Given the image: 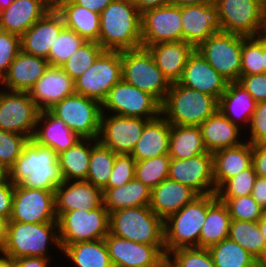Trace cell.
<instances>
[{
    "instance_id": "ba28073f",
    "label": "cell",
    "mask_w": 266,
    "mask_h": 267,
    "mask_svg": "<svg viewBox=\"0 0 266 267\" xmlns=\"http://www.w3.org/2000/svg\"><path fill=\"white\" fill-rule=\"evenodd\" d=\"M110 213L103 203L90 211L76 209L57 218L60 244L105 239L109 234Z\"/></svg>"
},
{
    "instance_id": "e7e4bbea",
    "label": "cell",
    "mask_w": 266,
    "mask_h": 267,
    "mask_svg": "<svg viewBox=\"0 0 266 267\" xmlns=\"http://www.w3.org/2000/svg\"><path fill=\"white\" fill-rule=\"evenodd\" d=\"M8 219L0 215V251L5 245L7 238Z\"/></svg>"
},
{
    "instance_id": "89a4df30",
    "label": "cell",
    "mask_w": 266,
    "mask_h": 267,
    "mask_svg": "<svg viewBox=\"0 0 266 267\" xmlns=\"http://www.w3.org/2000/svg\"><path fill=\"white\" fill-rule=\"evenodd\" d=\"M8 179V169L0 163V183Z\"/></svg>"
},
{
    "instance_id": "60d3db41",
    "label": "cell",
    "mask_w": 266,
    "mask_h": 267,
    "mask_svg": "<svg viewBox=\"0 0 266 267\" xmlns=\"http://www.w3.org/2000/svg\"><path fill=\"white\" fill-rule=\"evenodd\" d=\"M117 154L99 141L91 149L88 174L85 181L101 190L108 184Z\"/></svg>"
},
{
    "instance_id": "3957f363",
    "label": "cell",
    "mask_w": 266,
    "mask_h": 267,
    "mask_svg": "<svg viewBox=\"0 0 266 267\" xmlns=\"http://www.w3.org/2000/svg\"><path fill=\"white\" fill-rule=\"evenodd\" d=\"M52 243L61 250L57 222L8 221L7 238L0 253L13 260L28 256L51 258L48 248Z\"/></svg>"
},
{
    "instance_id": "277c9868",
    "label": "cell",
    "mask_w": 266,
    "mask_h": 267,
    "mask_svg": "<svg viewBox=\"0 0 266 267\" xmlns=\"http://www.w3.org/2000/svg\"><path fill=\"white\" fill-rule=\"evenodd\" d=\"M218 109V101L206 93L172 83L161 104V115L171 125L200 126Z\"/></svg>"
},
{
    "instance_id": "34e18365",
    "label": "cell",
    "mask_w": 266,
    "mask_h": 267,
    "mask_svg": "<svg viewBox=\"0 0 266 267\" xmlns=\"http://www.w3.org/2000/svg\"><path fill=\"white\" fill-rule=\"evenodd\" d=\"M260 8L264 15H266V0H259Z\"/></svg>"
},
{
    "instance_id": "7a4b0ae2",
    "label": "cell",
    "mask_w": 266,
    "mask_h": 267,
    "mask_svg": "<svg viewBox=\"0 0 266 267\" xmlns=\"http://www.w3.org/2000/svg\"><path fill=\"white\" fill-rule=\"evenodd\" d=\"M97 42L109 51L142 47L141 12L131 0H113L100 13Z\"/></svg>"
},
{
    "instance_id": "8fae6325",
    "label": "cell",
    "mask_w": 266,
    "mask_h": 267,
    "mask_svg": "<svg viewBox=\"0 0 266 267\" xmlns=\"http://www.w3.org/2000/svg\"><path fill=\"white\" fill-rule=\"evenodd\" d=\"M49 111L81 138L98 139L102 115L100 102L74 93L55 104Z\"/></svg>"
},
{
    "instance_id": "f546056e",
    "label": "cell",
    "mask_w": 266,
    "mask_h": 267,
    "mask_svg": "<svg viewBox=\"0 0 266 267\" xmlns=\"http://www.w3.org/2000/svg\"><path fill=\"white\" fill-rule=\"evenodd\" d=\"M252 165V144L248 139L235 147L212 153L213 180L215 193L228 179Z\"/></svg>"
},
{
    "instance_id": "ee69618b",
    "label": "cell",
    "mask_w": 266,
    "mask_h": 267,
    "mask_svg": "<svg viewBox=\"0 0 266 267\" xmlns=\"http://www.w3.org/2000/svg\"><path fill=\"white\" fill-rule=\"evenodd\" d=\"M103 51L98 42L85 41L61 67L75 81L93 65Z\"/></svg>"
},
{
    "instance_id": "c3c4849f",
    "label": "cell",
    "mask_w": 266,
    "mask_h": 267,
    "mask_svg": "<svg viewBox=\"0 0 266 267\" xmlns=\"http://www.w3.org/2000/svg\"><path fill=\"white\" fill-rule=\"evenodd\" d=\"M264 73L263 39L260 36L246 37L242 42L240 75Z\"/></svg>"
},
{
    "instance_id": "ab89813d",
    "label": "cell",
    "mask_w": 266,
    "mask_h": 267,
    "mask_svg": "<svg viewBox=\"0 0 266 267\" xmlns=\"http://www.w3.org/2000/svg\"><path fill=\"white\" fill-rule=\"evenodd\" d=\"M208 249L215 267H256V258L229 238Z\"/></svg>"
},
{
    "instance_id": "4dcf8cb0",
    "label": "cell",
    "mask_w": 266,
    "mask_h": 267,
    "mask_svg": "<svg viewBox=\"0 0 266 267\" xmlns=\"http://www.w3.org/2000/svg\"><path fill=\"white\" fill-rule=\"evenodd\" d=\"M207 152L235 147L242 143V129L225 117L218 109L200 126Z\"/></svg>"
},
{
    "instance_id": "11e5206c",
    "label": "cell",
    "mask_w": 266,
    "mask_h": 267,
    "mask_svg": "<svg viewBox=\"0 0 266 267\" xmlns=\"http://www.w3.org/2000/svg\"><path fill=\"white\" fill-rule=\"evenodd\" d=\"M62 1H64V0H50V3L52 5V7H55L57 4H59Z\"/></svg>"
},
{
    "instance_id": "44dd1931",
    "label": "cell",
    "mask_w": 266,
    "mask_h": 267,
    "mask_svg": "<svg viewBox=\"0 0 266 267\" xmlns=\"http://www.w3.org/2000/svg\"><path fill=\"white\" fill-rule=\"evenodd\" d=\"M183 41L197 48L208 37L221 31L218 9L211 5L181 6Z\"/></svg>"
},
{
    "instance_id": "52a82bcc",
    "label": "cell",
    "mask_w": 266,
    "mask_h": 267,
    "mask_svg": "<svg viewBox=\"0 0 266 267\" xmlns=\"http://www.w3.org/2000/svg\"><path fill=\"white\" fill-rule=\"evenodd\" d=\"M122 79L164 102L171 83L146 48L121 51Z\"/></svg>"
},
{
    "instance_id": "83f0119b",
    "label": "cell",
    "mask_w": 266,
    "mask_h": 267,
    "mask_svg": "<svg viewBox=\"0 0 266 267\" xmlns=\"http://www.w3.org/2000/svg\"><path fill=\"white\" fill-rule=\"evenodd\" d=\"M199 196L190 187L169 178L151 190L150 209L163 221Z\"/></svg>"
},
{
    "instance_id": "7c38bea8",
    "label": "cell",
    "mask_w": 266,
    "mask_h": 267,
    "mask_svg": "<svg viewBox=\"0 0 266 267\" xmlns=\"http://www.w3.org/2000/svg\"><path fill=\"white\" fill-rule=\"evenodd\" d=\"M102 113L152 120L161 115V103L123 79L116 83L103 101ZM108 111V112H107Z\"/></svg>"
},
{
    "instance_id": "5b68a950",
    "label": "cell",
    "mask_w": 266,
    "mask_h": 267,
    "mask_svg": "<svg viewBox=\"0 0 266 267\" xmlns=\"http://www.w3.org/2000/svg\"><path fill=\"white\" fill-rule=\"evenodd\" d=\"M164 221L149 206L124 208L110 213L109 232L133 242L164 245Z\"/></svg>"
},
{
    "instance_id": "cb8c5ba5",
    "label": "cell",
    "mask_w": 266,
    "mask_h": 267,
    "mask_svg": "<svg viewBox=\"0 0 266 267\" xmlns=\"http://www.w3.org/2000/svg\"><path fill=\"white\" fill-rule=\"evenodd\" d=\"M54 193L57 218L76 209L90 211L103 203L102 190L85 180L64 181Z\"/></svg>"
},
{
    "instance_id": "e0dca14e",
    "label": "cell",
    "mask_w": 266,
    "mask_h": 267,
    "mask_svg": "<svg viewBox=\"0 0 266 267\" xmlns=\"http://www.w3.org/2000/svg\"><path fill=\"white\" fill-rule=\"evenodd\" d=\"M9 221L22 223L57 222L54 191L29 189L20 184L15 185Z\"/></svg>"
},
{
    "instance_id": "db71d44e",
    "label": "cell",
    "mask_w": 266,
    "mask_h": 267,
    "mask_svg": "<svg viewBox=\"0 0 266 267\" xmlns=\"http://www.w3.org/2000/svg\"><path fill=\"white\" fill-rule=\"evenodd\" d=\"M249 143H266V101L256 103L255 111L249 123Z\"/></svg>"
},
{
    "instance_id": "91938a15",
    "label": "cell",
    "mask_w": 266,
    "mask_h": 267,
    "mask_svg": "<svg viewBox=\"0 0 266 267\" xmlns=\"http://www.w3.org/2000/svg\"><path fill=\"white\" fill-rule=\"evenodd\" d=\"M50 258L42 257H22L14 259L15 267H50Z\"/></svg>"
},
{
    "instance_id": "2644e50d",
    "label": "cell",
    "mask_w": 266,
    "mask_h": 267,
    "mask_svg": "<svg viewBox=\"0 0 266 267\" xmlns=\"http://www.w3.org/2000/svg\"><path fill=\"white\" fill-rule=\"evenodd\" d=\"M15 0H0V11L7 8Z\"/></svg>"
},
{
    "instance_id": "7402d4cb",
    "label": "cell",
    "mask_w": 266,
    "mask_h": 267,
    "mask_svg": "<svg viewBox=\"0 0 266 267\" xmlns=\"http://www.w3.org/2000/svg\"><path fill=\"white\" fill-rule=\"evenodd\" d=\"M75 93V81L61 66H49L29 91L39 111L52 108L55 104Z\"/></svg>"
},
{
    "instance_id": "bcb514c9",
    "label": "cell",
    "mask_w": 266,
    "mask_h": 267,
    "mask_svg": "<svg viewBox=\"0 0 266 267\" xmlns=\"http://www.w3.org/2000/svg\"><path fill=\"white\" fill-rule=\"evenodd\" d=\"M217 198L226 205L232 220L258 222L265 213L251 195Z\"/></svg>"
},
{
    "instance_id": "1f68e13d",
    "label": "cell",
    "mask_w": 266,
    "mask_h": 267,
    "mask_svg": "<svg viewBox=\"0 0 266 267\" xmlns=\"http://www.w3.org/2000/svg\"><path fill=\"white\" fill-rule=\"evenodd\" d=\"M171 124L160 115L149 120L142 135L135 145L131 156L136 161H142L161 155H168Z\"/></svg>"
},
{
    "instance_id": "f6af8a7d",
    "label": "cell",
    "mask_w": 266,
    "mask_h": 267,
    "mask_svg": "<svg viewBox=\"0 0 266 267\" xmlns=\"http://www.w3.org/2000/svg\"><path fill=\"white\" fill-rule=\"evenodd\" d=\"M167 267H215L208 248H179L166 255Z\"/></svg>"
},
{
    "instance_id": "7dc6e473",
    "label": "cell",
    "mask_w": 266,
    "mask_h": 267,
    "mask_svg": "<svg viewBox=\"0 0 266 267\" xmlns=\"http://www.w3.org/2000/svg\"><path fill=\"white\" fill-rule=\"evenodd\" d=\"M85 40L75 31L64 27L51 46L48 61L51 66H61L77 51Z\"/></svg>"
},
{
    "instance_id": "f35d334b",
    "label": "cell",
    "mask_w": 266,
    "mask_h": 267,
    "mask_svg": "<svg viewBox=\"0 0 266 267\" xmlns=\"http://www.w3.org/2000/svg\"><path fill=\"white\" fill-rule=\"evenodd\" d=\"M207 153L199 126L171 125L168 155L173 159H187Z\"/></svg>"
},
{
    "instance_id": "484cf974",
    "label": "cell",
    "mask_w": 266,
    "mask_h": 267,
    "mask_svg": "<svg viewBox=\"0 0 266 267\" xmlns=\"http://www.w3.org/2000/svg\"><path fill=\"white\" fill-rule=\"evenodd\" d=\"M50 66L45 58L20 51L0 81L6 90L29 92Z\"/></svg>"
},
{
    "instance_id": "6da1fadb",
    "label": "cell",
    "mask_w": 266,
    "mask_h": 267,
    "mask_svg": "<svg viewBox=\"0 0 266 267\" xmlns=\"http://www.w3.org/2000/svg\"><path fill=\"white\" fill-rule=\"evenodd\" d=\"M8 179L14 185L54 192L64 182L58 154L32 139L23 147L20 156L8 169Z\"/></svg>"
},
{
    "instance_id": "7bdbcfd3",
    "label": "cell",
    "mask_w": 266,
    "mask_h": 267,
    "mask_svg": "<svg viewBox=\"0 0 266 267\" xmlns=\"http://www.w3.org/2000/svg\"><path fill=\"white\" fill-rule=\"evenodd\" d=\"M170 162L169 155L136 161L134 178L152 190L168 178Z\"/></svg>"
},
{
    "instance_id": "30bf717a",
    "label": "cell",
    "mask_w": 266,
    "mask_h": 267,
    "mask_svg": "<svg viewBox=\"0 0 266 267\" xmlns=\"http://www.w3.org/2000/svg\"><path fill=\"white\" fill-rule=\"evenodd\" d=\"M121 79V51L104 50L93 65L75 80V93L102 104L110 89Z\"/></svg>"
},
{
    "instance_id": "d6986e66",
    "label": "cell",
    "mask_w": 266,
    "mask_h": 267,
    "mask_svg": "<svg viewBox=\"0 0 266 267\" xmlns=\"http://www.w3.org/2000/svg\"><path fill=\"white\" fill-rule=\"evenodd\" d=\"M168 178L190 187L198 195L215 193L212 153L185 159L171 158Z\"/></svg>"
},
{
    "instance_id": "816d5d0a",
    "label": "cell",
    "mask_w": 266,
    "mask_h": 267,
    "mask_svg": "<svg viewBox=\"0 0 266 267\" xmlns=\"http://www.w3.org/2000/svg\"><path fill=\"white\" fill-rule=\"evenodd\" d=\"M20 51V36L0 30V81Z\"/></svg>"
},
{
    "instance_id": "4fadbf2b",
    "label": "cell",
    "mask_w": 266,
    "mask_h": 267,
    "mask_svg": "<svg viewBox=\"0 0 266 267\" xmlns=\"http://www.w3.org/2000/svg\"><path fill=\"white\" fill-rule=\"evenodd\" d=\"M39 112L29 92L0 88V129L21 134L30 140Z\"/></svg>"
},
{
    "instance_id": "b9f144b4",
    "label": "cell",
    "mask_w": 266,
    "mask_h": 267,
    "mask_svg": "<svg viewBox=\"0 0 266 267\" xmlns=\"http://www.w3.org/2000/svg\"><path fill=\"white\" fill-rule=\"evenodd\" d=\"M228 238L238 243L256 259L266 247L258 222L232 220Z\"/></svg>"
},
{
    "instance_id": "d4e9b609",
    "label": "cell",
    "mask_w": 266,
    "mask_h": 267,
    "mask_svg": "<svg viewBox=\"0 0 266 267\" xmlns=\"http://www.w3.org/2000/svg\"><path fill=\"white\" fill-rule=\"evenodd\" d=\"M52 8L50 0H15L0 11V30L21 37Z\"/></svg>"
},
{
    "instance_id": "003e7915",
    "label": "cell",
    "mask_w": 266,
    "mask_h": 267,
    "mask_svg": "<svg viewBox=\"0 0 266 267\" xmlns=\"http://www.w3.org/2000/svg\"><path fill=\"white\" fill-rule=\"evenodd\" d=\"M256 267H266V247L256 259Z\"/></svg>"
},
{
    "instance_id": "f907efd6",
    "label": "cell",
    "mask_w": 266,
    "mask_h": 267,
    "mask_svg": "<svg viewBox=\"0 0 266 267\" xmlns=\"http://www.w3.org/2000/svg\"><path fill=\"white\" fill-rule=\"evenodd\" d=\"M29 139L21 134L0 129V163L9 169Z\"/></svg>"
},
{
    "instance_id": "5bb4252c",
    "label": "cell",
    "mask_w": 266,
    "mask_h": 267,
    "mask_svg": "<svg viewBox=\"0 0 266 267\" xmlns=\"http://www.w3.org/2000/svg\"><path fill=\"white\" fill-rule=\"evenodd\" d=\"M215 4L222 32L260 36L264 14L259 0H215Z\"/></svg>"
},
{
    "instance_id": "681fc988",
    "label": "cell",
    "mask_w": 266,
    "mask_h": 267,
    "mask_svg": "<svg viewBox=\"0 0 266 267\" xmlns=\"http://www.w3.org/2000/svg\"><path fill=\"white\" fill-rule=\"evenodd\" d=\"M257 174L253 165L226 180L216 191L217 197H240L251 195Z\"/></svg>"
},
{
    "instance_id": "9a60e30c",
    "label": "cell",
    "mask_w": 266,
    "mask_h": 267,
    "mask_svg": "<svg viewBox=\"0 0 266 267\" xmlns=\"http://www.w3.org/2000/svg\"><path fill=\"white\" fill-rule=\"evenodd\" d=\"M113 267H165L164 245H149L117 237L109 232L104 239Z\"/></svg>"
},
{
    "instance_id": "753ad0ef",
    "label": "cell",
    "mask_w": 266,
    "mask_h": 267,
    "mask_svg": "<svg viewBox=\"0 0 266 267\" xmlns=\"http://www.w3.org/2000/svg\"><path fill=\"white\" fill-rule=\"evenodd\" d=\"M263 69L266 73V42L263 40Z\"/></svg>"
},
{
    "instance_id": "d6a6232c",
    "label": "cell",
    "mask_w": 266,
    "mask_h": 267,
    "mask_svg": "<svg viewBox=\"0 0 266 267\" xmlns=\"http://www.w3.org/2000/svg\"><path fill=\"white\" fill-rule=\"evenodd\" d=\"M255 107L252 95L238 81L229 83L218 100V110L240 128L249 126Z\"/></svg>"
},
{
    "instance_id": "11a10c76",
    "label": "cell",
    "mask_w": 266,
    "mask_h": 267,
    "mask_svg": "<svg viewBox=\"0 0 266 267\" xmlns=\"http://www.w3.org/2000/svg\"><path fill=\"white\" fill-rule=\"evenodd\" d=\"M238 82L252 95L256 103L266 101V73L240 75Z\"/></svg>"
},
{
    "instance_id": "9f6ffc18",
    "label": "cell",
    "mask_w": 266,
    "mask_h": 267,
    "mask_svg": "<svg viewBox=\"0 0 266 267\" xmlns=\"http://www.w3.org/2000/svg\"><path fill=\"white\" fill-rule=\"evenodd\" d=\"M15 185L7 179L0 183V215L9 220L12 213Z\"/></svg>"
},
{
    "instance_id": "8d00e7d4",
    "label": "cell",
    "mask_w": 266,
    "mask_h": 267,
    "mask_svg": "<svg viewBox=\"0 0 266 267\" xmlns=\"http://www.w3.org/2000/svg\"><path fill=\"white\" fill-rule=\"evenodd\" d=\"M97 142L98 139L82 138L75 145L58 154V163L64 181L86 180L91 149Z\"/></svg>"
},
{
    "instance_id": "74e56055",
    "label": "cell",
    "mask_w": 266,
    "mask_h": 267,
    "mask_svg": "<svg viewBox=\"0 0 266 267\" xmlns=\"http://www.w3.org/2000/svg\"><path fill=\"white\" fill-rule=\"evenodd\" d=\"M60 245L75 267H113L104 239Z\"/></svg>"
},
{
    "instance_id": "6125c7cd",
    "label": "cell",
    "mask_w": 266,
    "mask_h": 267,
    "mask_svg": "<svg viewBox=\"0 0 266 267\" xmlns=\"http://www.w3.org/2000/svg\"><path fill=\"white\" fill-rule=\"evenodd\" d=\"M138 10L143 13L145 10L169 4L170 0H131Z\"/></svg>"
},
{
    "instance_id": "94428289",
    "label": "cell",
    "mask_w": 266,
    "mask_h": 267,
    "mask_svg": "<svg viewBox=\"0 0 266 267\" xmlns=\"http://www.w3.org/2000/svg\"><path fill=\"white\" fill-rule=\"evenodd\" d=\"M88 10L101 13L113 0H71Z\"/></svg>"
},
{
    "instance_id": "2e32d148",
    "label": "cell",
    "mask_w": 266,
    "mask_h": 267,
    "mask_svg": "<svg viewBox=\"0 0 266 267\" xmlns=\"http://www.w3.org/2000/svg\"><path fill=\"white\" fill-rule=\"evenodd\" d=\"M181 7L171 3L141 13L142 47L183 41Z\"/></svg>"
},
{
    "instance_id": "9c48e42d",
    "label": "cell",
    "mask_w": 266,
    "mask_h": 267,
    "mask_svg": "<svg viewBox=\"0 0 266 267\" xmlns=\"http://www.w3.org/2000/svg\"><path fill=\"white\" fill-rule=\"evenodd\" d=\"M245 38L243 35L220 31L208 37L196 50L231 83L240 79L242 42Z\"/></svg>"
},
{
    "instance_id": "a7ac6f4b",
    "label": "cell",
    "mask_w": 266,
    "mask_h": 267,
    "mask_svg": "<svg viewBox=\"0 0 266 267\" xmlns=\"http://www.w3.org/2000/svg\"><path fill=\"white\" fill-rule=\"evenodd\" d=\"M258 224L262 232V235L264 236L265 241H266V211L263 214L262 218L258 221Z\"/></svg>"
},
{
    "instance_id": "603a6c76",
    "label": "cell",
    "mask_w": 266,
    "mask_h": 267,
    "mask_svg": "<svg viewBox=\"0 0 266 267\" xmlns=\"http://www.w3.org/2000/svg\"><path fill=\"white\" fill-rule=\"evenodd\" d=\"M64 27L62 16L53 7L20 37L21 50L48 60L51 46Z\"/></svg>"
},
{
    "instance_id": "8992f818",
    "label": "cell",
    "mask_w": 266,
    "mask_h": 267,
    "mask_svg": "<svg viewBox=\"0 0 266 267\" xmlns=\"http://www.w3.org/2000/svg\"><path fill=\"white\" fill-rule=\"evenodd\" d=\"M207 215V195L197 196L191 203L164 220L166 255L179 248H199V237Z\"/></svg>"
},
{
    "instance_id": "8c879c8a",
    "label": "cell",
    "mask_w": 266,
    "mask_h": 267,
    "mask_svg": "<svg viewBox=\"0 0 266 267\" xmlns=\"http://www.w3.org/2000/svg\"><path fill=\"white\" fill-rule=\"evenodd\" d=\"M260 37L266 42V15H264L263 27H262Z\"/></svg>"
},
{
    "instance_id": "836d02e7",
    "label": "cell",
    "mask_w": 266,
    "mask_h": 267,
    "mask_svg": "<svg viewBox=\"0 0 266 267\" xmlns=\"http://www.w3.org/2000/svg\"><path fill=\"white\" fill-rule=\"evenodd\" d=\"M231 217L216 193L207 195V215L199 237V248H209L228 238Z\"/></svg>"
},
{
    "instance_id": "d590c367",
    "label": "cell",
    "mask_w": 266,
    "mask_h": 267,
    "mask_svg": "<svg viewBox=\"0 0 266 267\" xmlns=\"http://www.w3.org/2000/svg\"><path fill=\"white\" fill-rule=\"evenodd\" d=\"M102 192L103 205L109 213L124 208L149 206L151 198V189L135 178L120 187L103 188Z\"/></svg>"
},
{
    "instance_id": "680465c9",
    "label": "cell",
    "mask_w": 266,
    "mask_h": 267,
    "mask_svg": "<svg viewBox=\"0 0 266 267\" xmlns=\"http://www.w3.org/2000/svg\"><path fill=\"white\" fill-rule=\"evenodd\" d=\"M251 196L266 211V178L257 177Z\"/></svg>"
},
{
    "instance_id": "e575fe53",
    "label": "cell",
    "mask_w": 266,
    "mask_h": 267,
    "mask_svg": "<svg viewBox=\"0 0 266 267\" xmlns=\"http://www.w3.org/2000/svg\"><path fill=\"white\" fill-rule=\"evenodd\" d=\"M63 18L65 27L75 31L85 41L97 42L100 31V14L88 10L71 0H64L55 6Z\"/></svg>"
},
{
    "instance_id": "ac0fdd59",
    "label": "cell",
    "mask_w": 266,
    "mask_h": 267,
    "mask_svg": "<svg viewBox=\"0 0 266 267\" xmlns=\"http://www.w3.org/2000/svg\"><path fill=\"white\" fill-rule=\"evenodd\" d=\"M148 121L102 113L98 141L117 155H131Z\"/></svg>"
},
{
    "instance_id": "be15d7a7",
    "label": "cell",
    "mask_w": 266,
    "mask_h": 267,
    "mask_svg": "<svg viewBox=\"0 0 266 267\" xmlns=\"http://www.w3.org/2000/svg\"><path fill=\"white\" fill-rule=\"evenodd\" d=\"M170 3L181 7L185 5H211L215 3V0H170Z\"/></svg>"
},
{
    "instance_id": "f1b7e54d",
    "label": "cell",
    "mask_w": 266,
    "mask_h": 267,
    "mask_svg": "<svg viewBox=\"0 0 266 267\" xmlns=\"http://www.w3.org/2000/svg\"><path fill=\"white\" fill-rule=\"evenodd\" d=\"M143 48L150 52L157 67L171 84L180 80L189 56L196 49L185 41L160 42Z\"/></svg>"
},
{
    "instance_id": "f5cc1de1",
    "label": "cell",
    "mask_w": 266,
    "mask_h": 267,
    "mask_svg": "<svg viewBox=\"0 0 266 267\" xmlns=\"http://www.w3.org/2000/svg\"><path fill=\"white\" fill-rule=\"evenodd\" d=\"M136 160L131 155H117L108 184L104 188L123 186L134 179Z\"/></svg>"
},
{
    "instance_id": "4316f807",
    "label": "cell",
    "mask_w": 266,
    "mask_h": 267,
    "mask_svg": "<svg viewBox=\"0 0 266 267\" xmlns=\"http://www.w3.org/2000/svg\"><path fill=\"white\" fill-rule=\"evenodd\" d=\"M81 139L63 120L54 116L49 110L39 112L32 137L35 143L49 147L56 154H60Z\"/></svg>"
},
{
    "instance_id": "6f0895ef",
    "label": "cell",
    "mask_w": 266,
    "mask_h": 267,
    "mask_svg": "<svg viewBox=\"0 0 266 267\" xmlns=\"http://www.w3.org/2000/svg\"><path fill=\"white\" fill-rule=\"evenodd\" d=\"M252 165L258 177L266 178V143L252 145Z\"/></svg>"
},
{
    "instance_id": "ffe728a7",
    "label": "cell",
    "mask_w": 266,
    "mask_h": 267,
    "mask_svg": "<svg viewBox=\"0 0 266 267\" xmlns=\"http://www.w3.org/2000/svg\"><path fill=\"white\" fill-rule=\"evenodd\" d=\"M178 83L184 87L213 96L217 101L229 84L196 49L189 56Z\"/></svg>"
},
{
    "instance_id": "03108f58",
    "label": "cell",
    "mask_w": 266,
    "mask_h": 267,
    "mask_svg": "<svg viewBox=\"0 0 266 267\" xmlns=\"http://www.w3.org/2000/svg\"><path fill=\"white\" fill-rule=\"evenodd\" d=\"M0 255V267H15V263L12 258L2 253Z\"/></svg>"
}]
</instances>
